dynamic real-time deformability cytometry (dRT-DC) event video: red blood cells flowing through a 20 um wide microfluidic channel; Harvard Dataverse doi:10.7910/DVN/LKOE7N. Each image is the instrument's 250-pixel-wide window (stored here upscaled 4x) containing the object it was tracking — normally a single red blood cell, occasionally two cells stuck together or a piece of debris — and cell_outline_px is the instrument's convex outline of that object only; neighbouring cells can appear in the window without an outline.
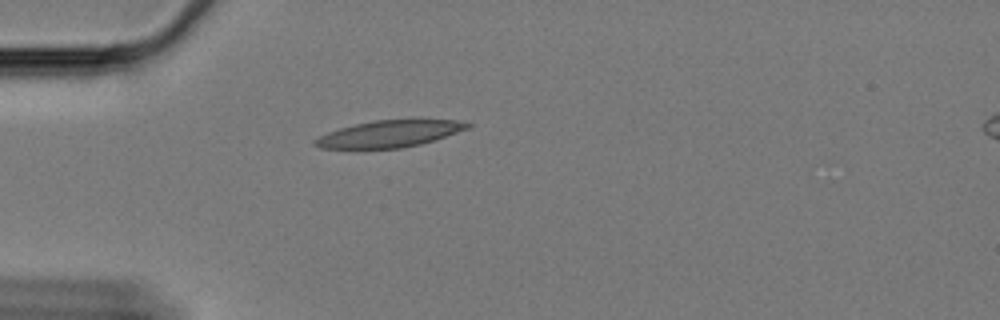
{"species": "Egyptian fruit bat (a non-hibernating species)", "species_latin": "Rousettus aegyptiacus", "temperature_condition": "cold", "stored_images_in_passage": 44, "camera_frame_rate_fps": 3000, "um_per_image_px": 0.085, "animal": {"sex": "female"}, "frame": {"image": 1, "passage_image": 1, "time_ms": 0.0, "image_size_px": [1000, 320], "cell_outline_px": [[472, 128], [420, 144], [400, 148], [320, 148], [312, 144], [312, 140], [328, 132], [340, 128], [372, 120], [420, 116], [456, 120], [472, 124]], "centroid_in_image_um": [33.21, 11.31], "position_along_channel_um": 51.8, "area_um2": 24.8}}
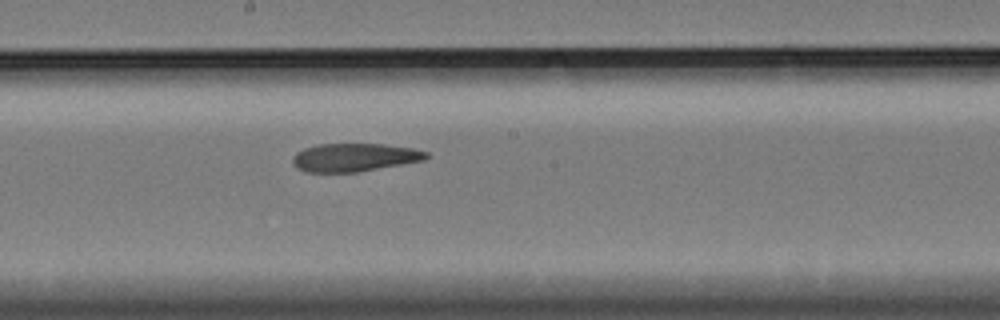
{"frame": {"image": 2, "passage_image": 17, "time_ms": 5.333, "image_size_px": [1000, 320], "cell_outline_px": [[428, 156], [424, 160], [356, 172], [308, 172], [296, 168], [292, 164], [292, 156], [296, 152], [304, 148], [316, 144], [384, 144], [412, 148], [428, 152]], "centroid_in_image_um": [30.07, 13.37], "position_along_channel_um": 218.1, "area_um2": 21.91}}
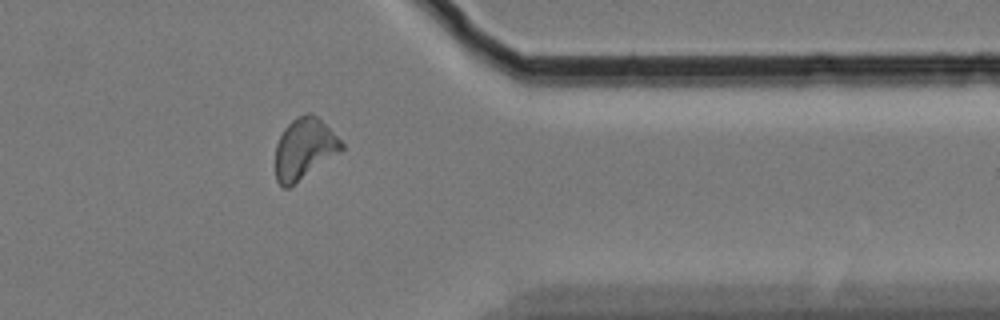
{"frame": {"image": 3, "passage_image": 33, "time_ms": 10.667, "image_size_px": [1000, 320], "cell_outline_px": [[344, 148], [340, 152], [288, 188], [284, 188], [276, 180], [276, 144], [284, 128], [292, 120], [304, 112], [312, 112], [344, 144]], "centroid_in_image_um": [25.85, 12.63], "position_along_channel_um": 385.6, "area_um2": 23.12}, "authors_computed_cell_mechanics": {"area_um2": 23.1489, "velocity_mm_per_s": 3.3401, "shape_relaxation_time_tau1_ms": 7.19, "shape_relaxation_time_tau2_ms": 5.4535, "deformation_change_tau1": 0.1942, "deformation_change_tau2": 0.1415}}